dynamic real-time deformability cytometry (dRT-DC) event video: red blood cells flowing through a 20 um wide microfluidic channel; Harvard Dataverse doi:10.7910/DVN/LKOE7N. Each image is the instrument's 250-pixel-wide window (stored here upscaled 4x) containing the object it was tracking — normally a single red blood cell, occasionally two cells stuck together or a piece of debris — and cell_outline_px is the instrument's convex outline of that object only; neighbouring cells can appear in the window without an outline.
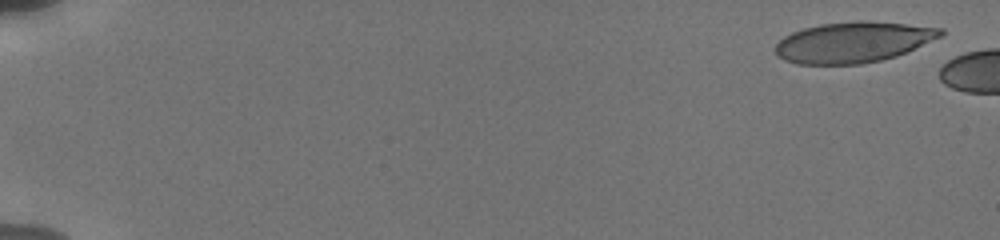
{"species": "human", "species_latin": "Homo sapiens", "temperature_condition": "cold", "stored_images_in_passage": 6, "camera_frame_rate_fps": 3000, "um_per_image_px": 0.085, "donor": {"sex": "male"}, "frame": {"image": 1, "passage_image": 1, "time_ms": 0.0, "image_size_px": [1000, 240], "cell_outline_px": [[944, 32], [940, 36], [896, 56], [880, 60], [860, 64], [800, 64], [784, 60], [776, 56], [772, 48], [784, 36], [792, 32], [804, 28], [820, 24], [856, 20], [864, 20], [944, 28]], "centroid_in_image_um": [72.45, 3.58], "position_along_channel_um": 12.6, "area_um2": 39.07}}